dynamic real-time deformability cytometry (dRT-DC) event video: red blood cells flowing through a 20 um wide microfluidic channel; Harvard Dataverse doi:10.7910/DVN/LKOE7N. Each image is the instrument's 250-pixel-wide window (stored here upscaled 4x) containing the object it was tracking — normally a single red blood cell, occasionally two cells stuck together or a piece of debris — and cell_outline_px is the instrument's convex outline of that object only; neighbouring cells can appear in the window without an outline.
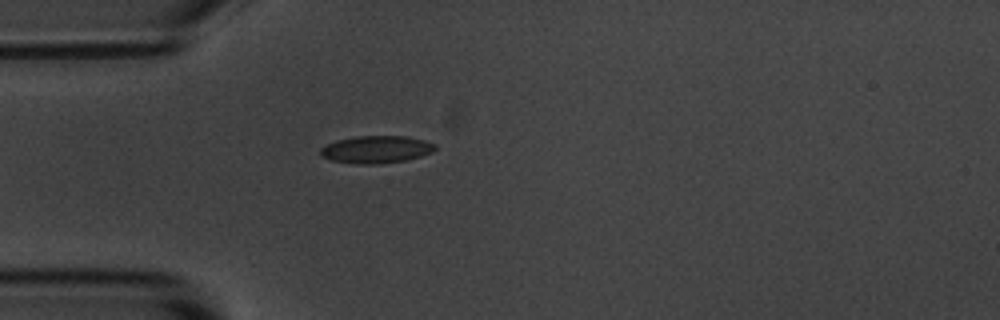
{"species": "common noctule bat (a hibernating species)", "species_latin": "Nyctalus noctula", "temperature_condition": "room temperature", "stored_images_in_passage": 41, "camera_frame_rate_fps": 3000, "um_per_image_px": 0.085, "animal": {"sex": "male", "body_mass_g": 20.1, "forearm_length_mm": 53.5}, "frame": {"image": 1, "passage_image": 1, "time_ms": 0.0, "image_size_px": [1000, 320], "cell_outline_px": [[436, 148], [432, 152], [420, 156], [404, 160], [380, 164], [356, 164], [332, 160], [320, 156], [320, 148], [336, 140], [356, 136], [408, 136], [424, 140], [436, 144]], "centroid_in_image_um": [31.97, 12.7], "position_along_channel_um": 53.0, "area_um2": 18.32}}
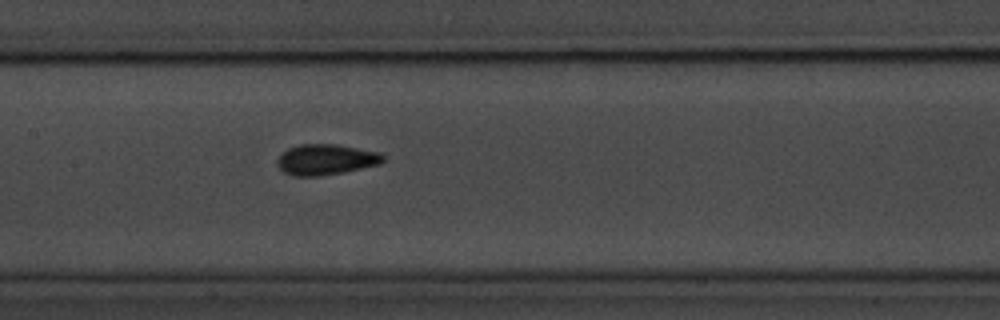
{"frame": {"image": 2, "passage_image": 12, "time_ms": 3.667, "image_size_px": [1000, 320], "cell_outline_px": [[384, 160], [380, 164], [344, 172], [320, 176], [292, 176], [284, 172], [276, 164], [276, 160], [280, 152], [288, 148], [300, 144], [336, 144], [380, 152], [384, 156]], "centroid_in_image_um": [27.66, 13.56], "position_along_channel_um": 179.7, "area_um2": 19.13}}
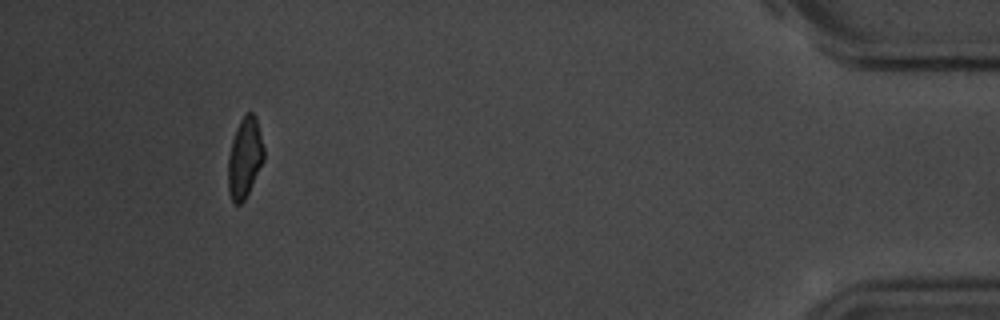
{"frame": {"image": 3, "passage_image": 37, "time_ms": 12.0, "image_size_px": [1000, 320], "cell_outline_px": [[264, 160], [244, 200], [240, 204], [236, 204], [232, 200], [228, 192], [228, 156], [232, 140], [236, 128], [240, 120], [248, 112], [252, 112], [256, 116], [264, 148]], "centroid_in_image_um": [20.8, 13.4], "position_along_channel_um": 414.4, "area_um2": 16.65}, "authors_computed_cell_mechanics": {"area_um2": 17.7446, "velocity_mm_per_s": 3.6179, "shape_relaxation_time_tau1_ms": 2.6367, "shape_relaxation_time_tau2_ms": 1.8317, "deformation_change_tau1": 0.1064, "deformation_change_tau2": 0.0611}}